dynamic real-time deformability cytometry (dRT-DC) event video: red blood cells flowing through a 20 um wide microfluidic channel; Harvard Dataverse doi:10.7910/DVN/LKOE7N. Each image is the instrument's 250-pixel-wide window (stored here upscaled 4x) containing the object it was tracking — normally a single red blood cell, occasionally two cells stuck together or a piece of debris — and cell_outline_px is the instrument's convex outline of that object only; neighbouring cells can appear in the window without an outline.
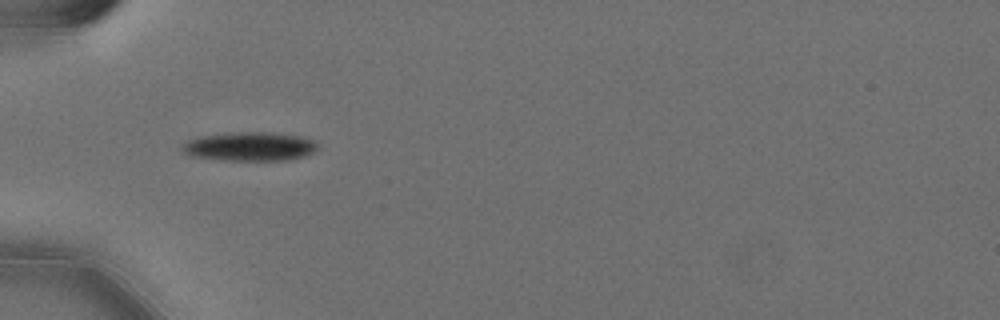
{"species": "Egyptian fruit bat (a non-hibernating species)", "species_latin": "Rousettus aegyptiacus", "temperature_condition": "cold", "stored_images_in_passage": 45, "camera_frame_rate_fps": 3000, "um_per_image_px": 0.085, "animal": {"sex": "female"}, "frame": {"image": 1, "passage_image": 6, "time_ms": 1.667, "image_size_px": [1000, 320], "cell_outline_px": [[316, 148], [312, 152], [304, 156], [288, 160], [228, 160], [188, 156], [180, 148], [188, 140], [200, 136], [240, 132], [272, 132], [300, 136], [316, 140]], "centroid_in_image_um": [21.23, 12.45], "position_along_channel_um": 63.8, "area_um2": 22.72}}
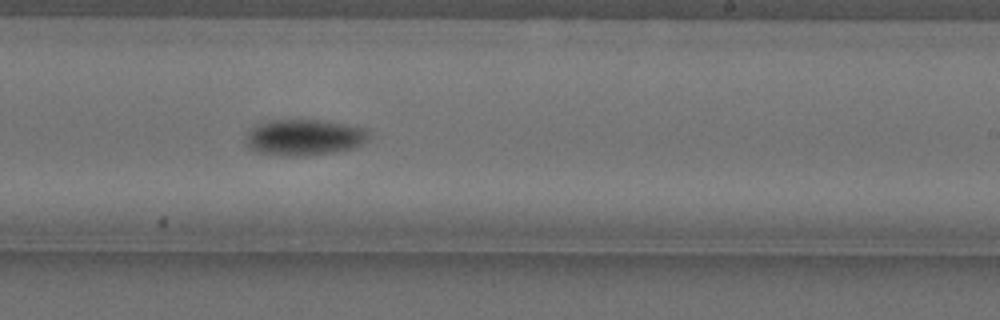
{"frame": {"image": 2, "passage_image": 23, "time_ms": 7.333, "image_size_px": [1000, 320], "cell_outline_px": [[368, 140], [356, 148], [336, 152], [304, 156], [292, 156], [256, 152], [244, 140], [248, 128], [268, 120], [324, 120], [364, 128], [368, 132]], "centroid_in_image_um": [25.85, 11.67], "position_along_channel_um": 263.2, "area_um2": 26.07}}
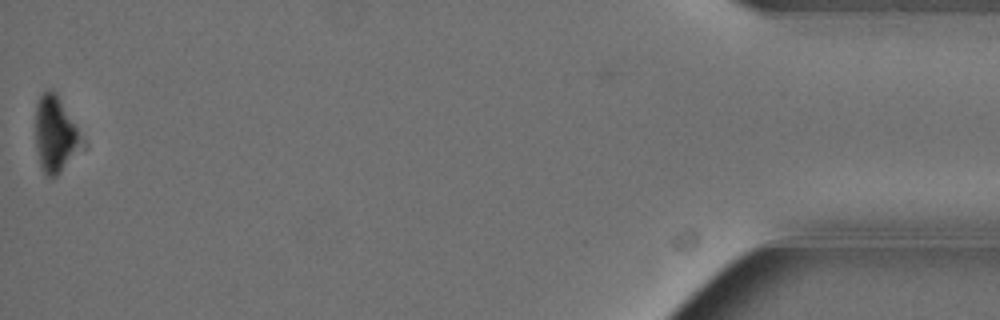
{"frame": {"image": 3, "passage_image": 44, "time_ms": 14.333, "image_size_px": [1000, 320], "cell_outline_px": [[80, 136], [60, 172], [56, 176], [44, 176], [40, 168], [36, 148], [36, 104], [40, 96], [48, 88], [56, 92], [76, 128]], "centroid_in_image_um": [4.56, 11.36], "position_along_channel_um": 430.6, "area_um2": 18.96}, "authors_computed_cell_mechanics": {"area_um2": 23.3512, "velocity_mm_per_s": 3.5813, "shape_relaxation_time_tau1_ms": 2.6597, "shape_relaxation_time_tau2_ms": null, "deformation_change_tau1": 0.1118, "deformation_change_tau2": null}}